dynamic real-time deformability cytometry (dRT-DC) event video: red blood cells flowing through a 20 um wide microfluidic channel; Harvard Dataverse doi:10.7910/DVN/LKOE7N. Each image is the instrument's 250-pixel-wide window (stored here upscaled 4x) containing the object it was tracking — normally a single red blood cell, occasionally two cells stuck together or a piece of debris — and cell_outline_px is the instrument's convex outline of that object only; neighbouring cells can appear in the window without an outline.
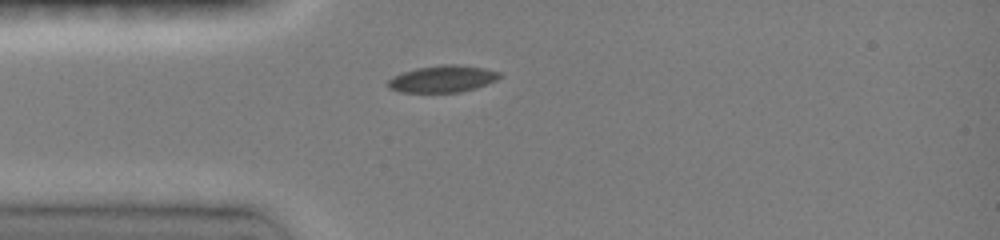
{"species": "common noctule bat (a hibernating species)", "species_latin": "Nyctalus noctula", "temperature_condition": "room temperature", "stored_images_in_passage": 2, "camera_frame_rate_fps": 3000, "um_per_image_px": 0.085, "animal": {"sex": "female", "body_mass_g": 19.0, "forearm_length_mm": 51.5}, "frame": {"image": 1, "passage_image": 1, "time_ms": 0.0, "image_size_px": [1000, 240], "cell_outline_px": [[504, 76], [496, 80], [476, 88], [460, 92], [400, 92], [388, 88], [388, 80], [392, 76], [416, 68], [444, 64], [456, 64], [484, 68], [500, 72]], "centroid_in_image_um": [37.64, 6.7], "position_along_channel_um": 47.4, "area_um2": 17.51}}